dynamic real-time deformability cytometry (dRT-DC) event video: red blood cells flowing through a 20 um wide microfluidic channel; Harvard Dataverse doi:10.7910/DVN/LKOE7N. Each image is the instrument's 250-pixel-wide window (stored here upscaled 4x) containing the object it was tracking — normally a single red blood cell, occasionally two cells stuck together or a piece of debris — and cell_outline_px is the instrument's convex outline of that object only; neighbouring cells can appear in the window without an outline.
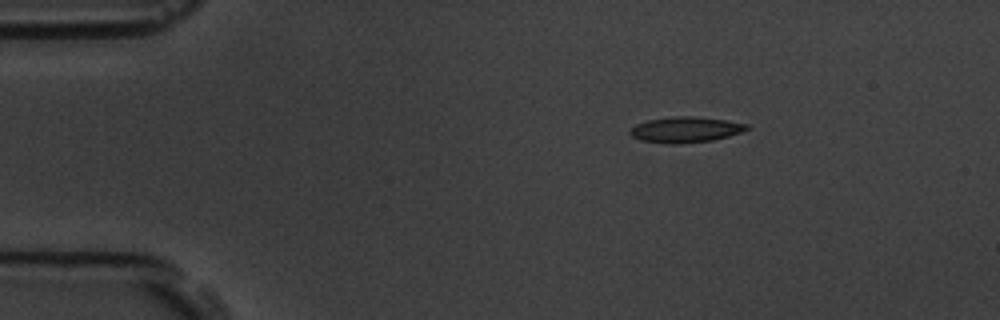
{"species": "common noctule bat (a hibernating species)", "species_latin": "Nyctalus noctula", "temperature_condition": "room temperature", "stored_images_in_passage": 3, "camera_frame_rate_fps": 3000, "um_per_image_px": 0.085, "animal": {"sex": "male", "body_mass_g": 19.5, "forearm_length_mm": 54.6}, "frame": {"image": 1, "passage_image": 1, "time_ms": 0.0, "image_size_px": [1000, 320], "cell_outline_px": [[752, 128], [728, 136], [712, 140], [680, 144], [672, 144], [640, 140], [632, 136], [628, 132], [636, 124], [648, 120], [672, 116], [692, 116], [724, 120], [748, 124]], "centroid_in_image_um": [58.27, 11.02], "position_along_channel_um": 26.7, "area_um2": 17.4}}